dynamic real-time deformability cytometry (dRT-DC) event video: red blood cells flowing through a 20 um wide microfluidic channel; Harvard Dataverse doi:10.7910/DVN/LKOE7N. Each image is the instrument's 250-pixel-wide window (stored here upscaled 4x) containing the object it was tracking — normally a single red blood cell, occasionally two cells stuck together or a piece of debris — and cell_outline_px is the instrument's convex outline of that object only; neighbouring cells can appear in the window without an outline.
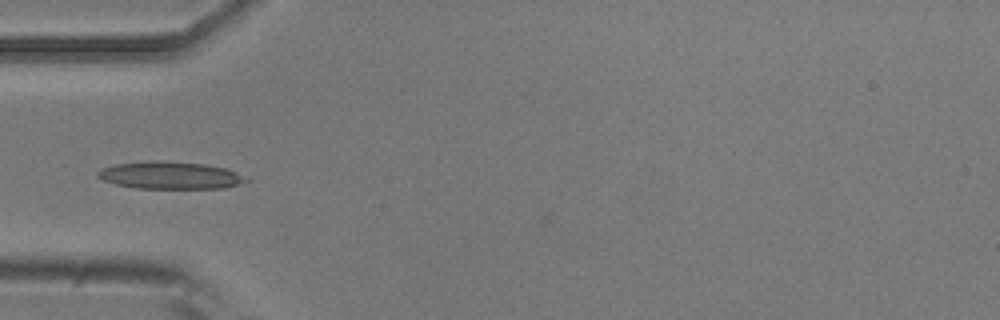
{"species": "common noctule bat (a hibernating species)", "species_latin": "Nyctalus noctula", "temperature_condition": "room temperature", "stored_images_in_passage": 2, "camera_frame_rate_fps": 3000, "um_per_image_px": 0.085, "animal": {"sex": "male", "body_mass_g": 20.5, "forearm_length_mm": 52.5}, "frame": {"image": 1, "passage_image": 1, "time_ms": 0.0, "image_size_px": [1000, 320], "cell_outline_px": [[248, 180], [224, 188], [136, 188], [116, 184], [100, 180], [96, 176], [96, 172], [100, 168], [116, 164], [148, 160], [164, 160], [204, 164], [228, 168]], "centroid_in_image_um": [14.36, 14.88], "position_along_channel_um": 70.6, "area_um2": 23.7}}